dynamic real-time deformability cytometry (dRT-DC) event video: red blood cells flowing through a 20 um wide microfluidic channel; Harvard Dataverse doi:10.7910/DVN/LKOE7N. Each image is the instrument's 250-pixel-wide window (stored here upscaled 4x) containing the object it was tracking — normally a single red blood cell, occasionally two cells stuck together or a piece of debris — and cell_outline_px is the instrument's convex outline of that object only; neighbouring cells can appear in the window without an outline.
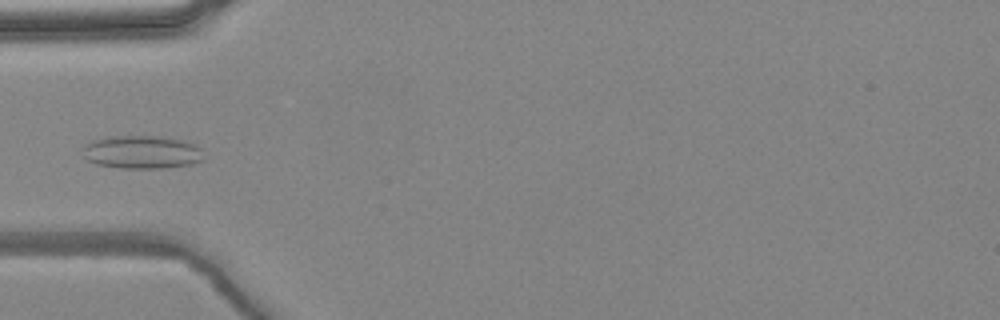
{"species": "common noctule bat (a hibernating species)", "species_latin": "Nyctalus noctula", "temperature_condition": "warm", "stored_images_in_passage": 6, "camera_frame_rate_fps": 3000, "um_per_image_px": 0.085, "animal": {"sex": "female", "body_mass_g": 24.6, "forearm_length_mm": 56.2}, "frame": {"image": 1, "passage_image": 5, "time_ms": 1.333, "image_size_px": [1000, 320], "cell_outline_px": [[204, 160], [192, 164], [164, 168], [120, 168], [96, 164], [88, 160], [84, 156], [84, 144], [92, 140], [108, 136], [156, 136], [184, 140], [196, 144], [200, 148]], "centroid_in_image_um": [12.07, 12.93], "position_along_channel_um": 72.9, "area_um2": 23.52}}